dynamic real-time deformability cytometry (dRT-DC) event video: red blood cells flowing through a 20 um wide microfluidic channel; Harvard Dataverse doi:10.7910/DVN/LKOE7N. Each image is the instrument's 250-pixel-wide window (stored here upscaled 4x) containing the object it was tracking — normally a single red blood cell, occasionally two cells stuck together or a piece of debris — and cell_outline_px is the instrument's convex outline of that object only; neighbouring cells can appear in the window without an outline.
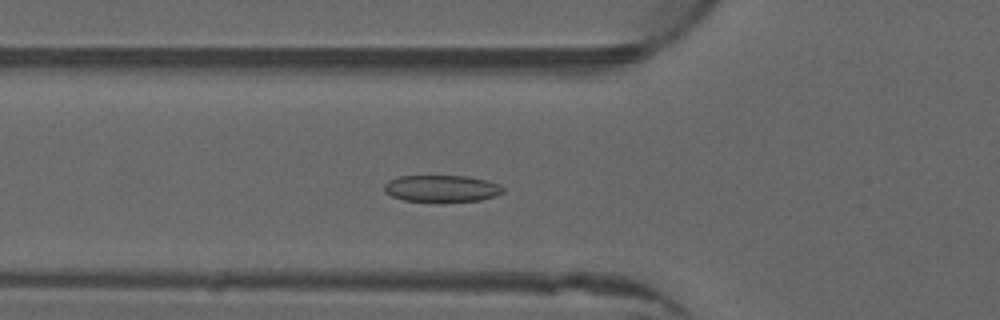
{"species": "common noctule bat (a hibernating species)", "species_latin": "Nyctalus noctula", "temperature_condition": "warm", "stored_images_in_passage": 39, "camera_frame_rate_fps": 3000, "um_per_image_px": 0.085, "animal": {"sex": "male", "forearm_length_mm": 52.5}, "frame": {"image": 1, "passage_image": 6, "time_ms": 1.667, "image_size_px": [1000, 320], "cell_outline_px": [[504, 192], [496, 196], [480, 200], [404, 200], [392, 196], [384, 192], [384, 184], [388, 180], [400, 176], [468, 176], [488, 180], [500, 184], [504, 188]], "centroid_in_image_um": [37.57, 15.99], "position_along_channel_um": 88.2, "area_um2": 18.26}}
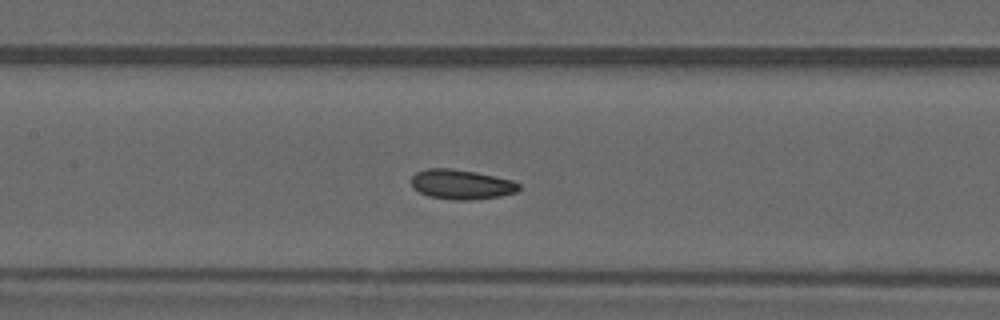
{"frame": {"image": 2, "passage_image": 12, "time_ms": 3.667, "image_size_px": [1000, 320], "cell_outline_px": [[520, 188], [516, 192], [500, 196], [468, 200], [456, 200], [428, 196], [412, 188], [412, 176], [416, 172], [428, 168], [452, 168], [476, 172], [512, 180], [520, 184]], "centroid_in_image_um": [39.2, 15.67], "position_along_channel_um": 168.2, "area_um2": 18.61}}
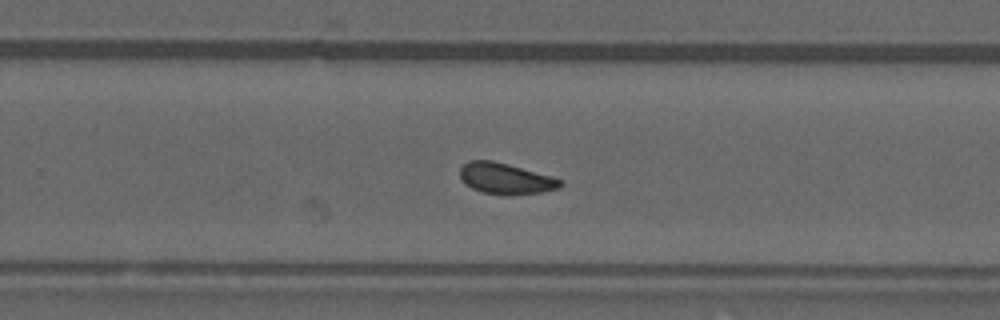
{"frame": {"image": 3, "passage_image": 21, "time_ms": 6.667, "image_size_px": [1000, 320], "cell_outline_px": [[564, 184], [560, 188], [544, 192], [508, 196], [504, 196], [484, 192], [472, 188], [460, 176], [460, 168], [468, 160], [492, 160], [508, 164], [552, 176], [560, 180]], "centroid_in_image_um": [43.02, 15.19], "position_along_channel_um": 286.8, "area_um2": 18.21}, "authors_computed_cell_mechanics": {"area_um2": 18.207, "velocity_mm_per_s": 3.9749, "shape_relaxation_time_tau1_ms": 7.2098, "shape_relaxation_time_tau2_ms": 1.7837, "deformation_change_tau1": 0.1524, "deformation_change_tau2": 0.0789}}